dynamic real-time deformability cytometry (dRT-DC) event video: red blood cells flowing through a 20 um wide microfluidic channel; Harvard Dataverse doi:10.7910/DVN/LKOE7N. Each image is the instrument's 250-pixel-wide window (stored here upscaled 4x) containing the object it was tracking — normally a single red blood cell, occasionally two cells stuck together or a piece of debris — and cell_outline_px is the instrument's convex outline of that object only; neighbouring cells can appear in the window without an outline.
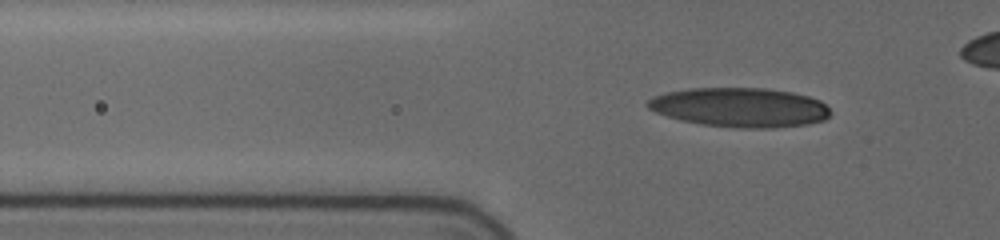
{"species": "human", "species_latin": "Homo sapiens", "temperature_condition": "cold", "stored_images_in_passage": 49, "camera_frame_rate_fps": 3000, "um_per_image_px": 0.085, "donor": {"sex": "female"}, "frame": {"image": 1, "passage_image": 16, "time_ms": 5.0, "image_size_px": [1000, 240], "cell_outline_px": [[832, 112], [824, 120], [808, 124], [772, 128], [744, 128], [700, 124], [680, 120], [656, 112], [648, 108], [644, 104], [652, 96], [668, 92], [692, 88], [764, 88], [792, 92], [808, 96], [820, 100]], "centroid_in_image_um": [62.89, 9.13], "position_along_channel_um": 62.9, "area_um2": 41.91}}
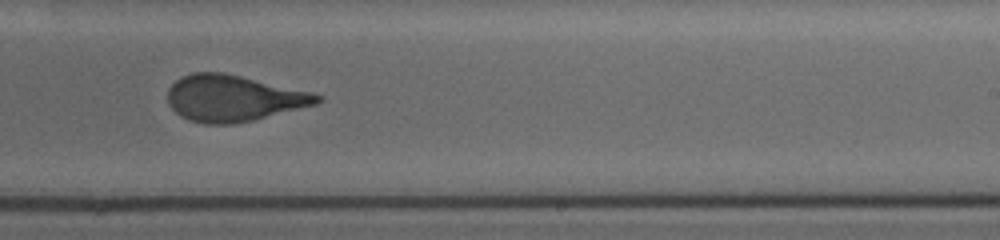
{"frame": {"image": 2, "passage_image": 34, "time_ms": 11.0, "image_size_px": [1000, 240], "cell_outline_px": [[320, 100], [316, 104], [252, 120], [228, 124], [204, 124], [188, 120], [180, 116], [168, 104], [168, 88], [176, 80], [192, 72], [224, 72], [312, 92], [320, 96]], "centroid_in_image_um": [19.79, 8.34], "position_along_channel_um": 269.2, "area_um2": 40.0}}
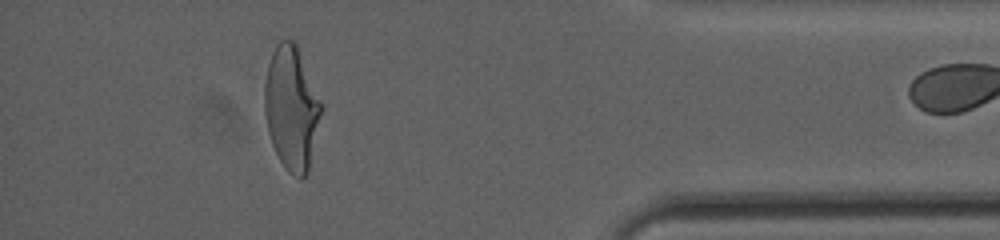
{"frame": {"image": 3, "passage_image": 48, "time_ms": 15.667, "image_size_px": [1000, 240], "cell_outline_px": [[320, 112], [308, 172], [300, 180], [288, 172], [284, 168], [272, 144], [268, 132], [264, 112], [264, 84], [268, 64], [272, 52], [276, 44], [280, 40], [292, 40], [296, 44], [320, 100]], "centroid_in_image_um": [24.73, 9.19], "position_along_channel_um": 410.5, "area_um2": 40.11}}